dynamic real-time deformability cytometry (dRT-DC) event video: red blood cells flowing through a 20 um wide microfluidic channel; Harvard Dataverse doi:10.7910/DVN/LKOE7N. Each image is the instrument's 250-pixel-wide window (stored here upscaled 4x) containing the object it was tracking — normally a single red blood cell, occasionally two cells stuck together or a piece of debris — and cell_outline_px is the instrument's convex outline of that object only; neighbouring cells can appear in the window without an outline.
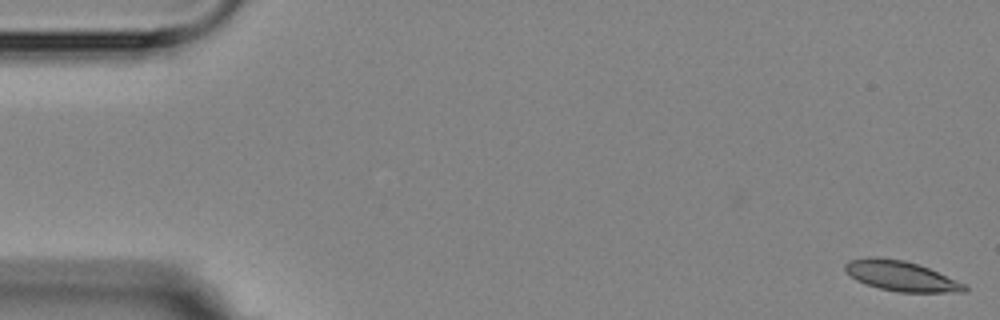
{"species": "Egyptian fruit bat (a non-hibernating species)", "species_latin": "Rousettus aegyptiacus", "temperature_condition": "room temperature", "stored_images_in_passage": 4, "camera_frame_rate_fps": 3000, "um_per_image_px": 0.085, "animal": {"sex": "female"}, "frame": {"image": 1, "passage_image": 1, "time_ms": 0.0, "image_size_px": [1000, 320], "cell_outline_px": [[968, 288], [964, 292], [900, 292], [880, 288], [856, 280], [844, 268], [844, 264], [848, 260], [868, 256], [876, 256], [904, 260], [928, 268], [964, 284]], "centroid_in_image_um": [76.54, 23.44], "position_along_channel_um": 8.5, "area_um2": 20.63}}
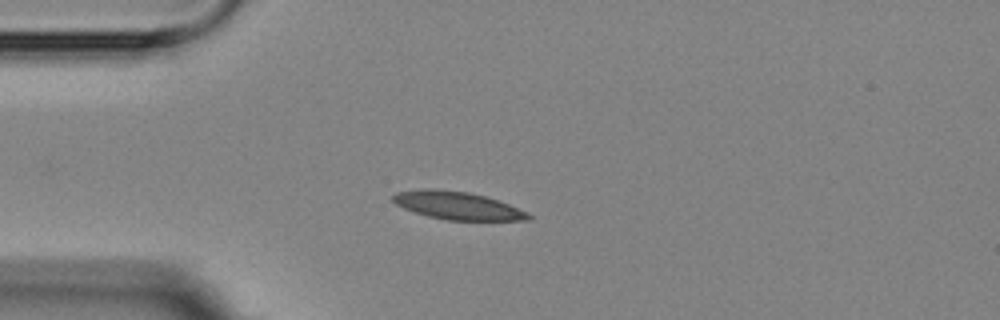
{"frame": {"image": 2, "passage_image": 4, "time_ms": 4.333, "image_size_px": [1000, 320], "cell_outline_px": [[532, 220], [448, 220], [428, 216], [404, 208], [396, 204], [392, 200], [392, 196], [396, 192], [432, 188], [468, 192], [484, 196], [508, 204], [528, 212], [532, 216]], "centroid_in_image_um": [38.9, 17.48], "position_along_channel_um": 46.1, "area_um2": 21.73}}